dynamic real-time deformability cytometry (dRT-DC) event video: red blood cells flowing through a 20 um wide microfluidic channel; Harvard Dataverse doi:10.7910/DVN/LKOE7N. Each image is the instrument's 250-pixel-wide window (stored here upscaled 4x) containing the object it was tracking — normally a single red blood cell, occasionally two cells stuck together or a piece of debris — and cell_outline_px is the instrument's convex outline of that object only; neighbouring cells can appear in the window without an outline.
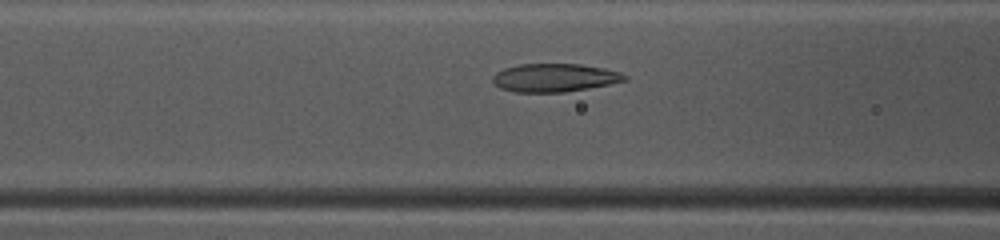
{"species": "common noctule bat (a hibernating species)", "species_latin": "Nyctalus noctula", "temperature_condition": "warm", "stored_images_in_passage": 31, "camera_frame_rate_fps": 3000, "um_per_image_px": 0.085, "animal": {"sex": "female", "body_mass_g": 10.0, "forearm_length_mm": 53.1}, "frame": {"image": 1, "passage_image": 9, "time_ms": 2.667, "image_size_px": [1000, 240], "cell_outline_px": [[628, 80], [588, 88], [564, 92], [512, 92], [500, 88], [492, 80], [492, 76], [496, 72], [504, 68], [520, 64], [580, 64], [604, 68], [620, 72], [628, 76]], "centroid_in_image_um": [47.13, 6.6], "position_along_channel_um": 119.5, "area_um2": 21.73}}
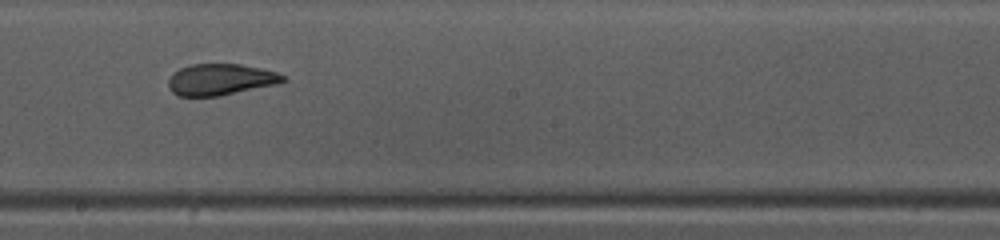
{"frame": {"image": 2, "passage_image": 17, "time_ms": 5.333, "image_size_px": [1000, 240], "cell_outline_px": [[288, 80], [276, 84], [220, 96], [180, 96], [172, 92], [168, 88], [168, 80], [172, 72], [180, 68], [192, 64], [240, 64], [260, 68], [276, 72], [288, 76]], "centroid_in_image_um": [18.74, 6.76], "position_along_channel_um": 229.5, "area_um2": 21.1}}
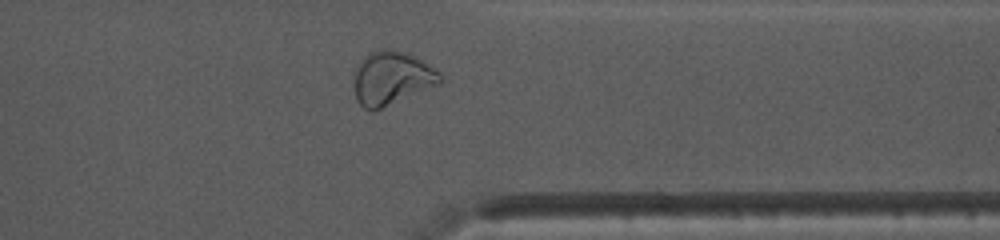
{"frame": {"image": 3, "passage_image": 28, "time_ms": 9.0, "image_size_px": [1000, 240], "cell_outline_px": [[444, 80], [440, 84], [372, 112], [364, 108], [356, 100], [356, 72], [360, 60], [368, 52], [384, 48], [396, 48], [420, 60], [440, 72], [444, 76]], "centroid_in_image_um": [33.32, 6.63], "position_along_channel_um": 378.1, "area_um2": 26.76}, "authors_computed_cell_mechanics": {"area_um2": 21.7328, "velocity_mm_per_s": 4.1135, "shape_relaxation_time_tau1_ms": null, "shape_relaxation_time_tau2_ms": 1.3486, "deformation_change_tau1": null, "deformation_change_tau2": 0.0593}}